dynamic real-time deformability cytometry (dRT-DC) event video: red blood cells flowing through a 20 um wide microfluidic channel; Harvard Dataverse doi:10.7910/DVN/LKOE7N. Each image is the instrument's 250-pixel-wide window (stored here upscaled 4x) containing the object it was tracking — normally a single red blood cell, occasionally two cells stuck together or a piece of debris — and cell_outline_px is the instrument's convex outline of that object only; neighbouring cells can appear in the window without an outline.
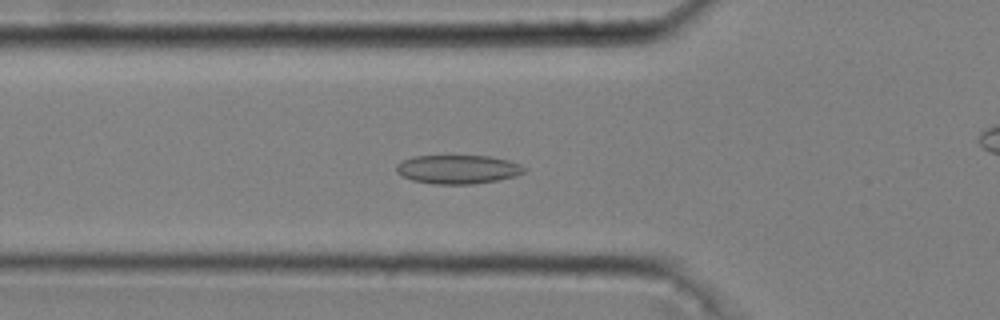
{"species": "common noctule bat (a hibernating species)", "species_latin": "Nyctalus noctula", "temperature_condition": "cold", "stored_images_in_passage": 46, "camera_frame_rate_fps": 3000, "um_per_image_px": 0.085, "animal": {"sex": "male", "body_mass_g": 20.4}, "frame": {"image": 1, "passage_image": 18, "time_ms": 5.667, "image_size_px": [1000, 320], "cell_outline_px": [[528, 168], [524, 172], [516, 176], [500, 180], [472, 184], [436, 184], [412, 180], [396, 172], [396, 164], [400, 160], [412, 156], [488, 156], [508, 160], [520, 164]], "centroid_in_image_um": [38.92, 14.39], "position_along_channel_um": 86.9, "area_um2": 21.62}}
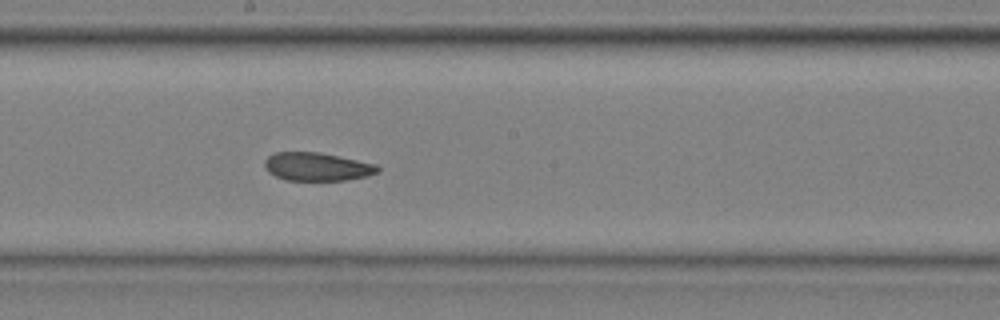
{"frame": {"image": 2, "passage_image": 29, "time_ms": 9.333, "image_size_px": [1000, 320], "cell_outline_px": [[380, 172], [368, 176], [344, 180], [284, 180], [268, 172], [264, 168], [264, 160], [268, 156], [276, 152], [320, 152], [376, 164], [380, 168]], "centroid_in_image_um": [26.94, 14.17], "position_along_channel_um": 221.3, "area_um2": 18.73}}
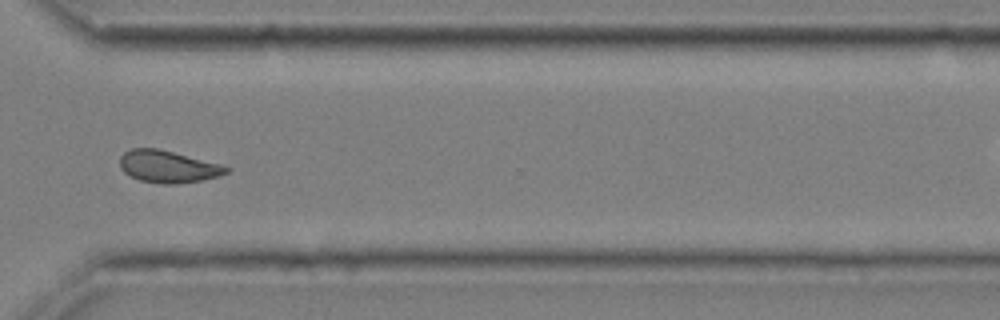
{"frame": {"image": 3, "passage_image": 40, "time_ms": 13.0, "image_size_px": [1000, 320], "cell_outline_px": [[228, 172], [220, 176], [200, 180], [176, 184], [164, 184], [140, 180], [124, 172], [120, 168], [120, 156], [124, 152], [132, 148], [160, 148], [220, 164], [228, 168]], "centroid_in_image_um": [14.25, 14.15], "position_along_channel_um": 356.3, "area_um2": 19.83}}